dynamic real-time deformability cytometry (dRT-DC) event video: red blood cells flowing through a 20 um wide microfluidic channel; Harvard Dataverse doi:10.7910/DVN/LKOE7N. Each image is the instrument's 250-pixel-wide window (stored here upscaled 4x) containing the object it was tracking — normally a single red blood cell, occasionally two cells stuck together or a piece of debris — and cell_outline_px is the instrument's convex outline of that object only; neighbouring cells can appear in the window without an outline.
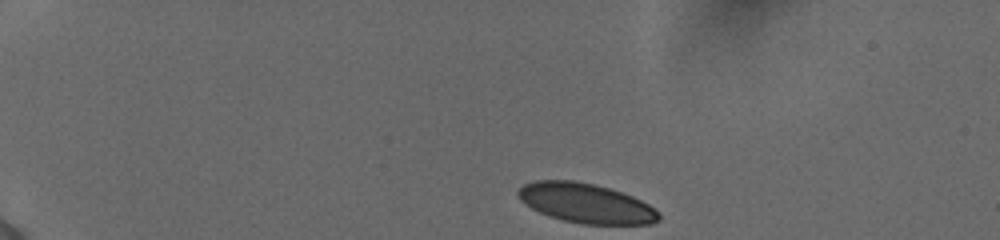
{"species": "human", "species_latin": "Homo sapiens", "temperature_condition": "cold", "stored_images_in_passage": 44, "camera_frame_rate_fps": 3000, "um_per_image_px": 0.085, "donor": {"sex": "female"}, "frame": {"image": 1, "passage_image": 1, "time_ms": 0.0, "image_size_px": [1000, 240], "cell_outline_px": [[660, 220], [652, 224], [584, 224], [564, 220], [548, 216], [524, 204], [516, 196], [516, 192], [524, 184], [536, 180], [572, 180], [592, 184], [608, 188], [632, 196], [648, 204], [660, 212]], "centroid_in_image_um": [49.79, 17.27], "position_along_channel_um": 35.2, "area_um2": 32.43}}
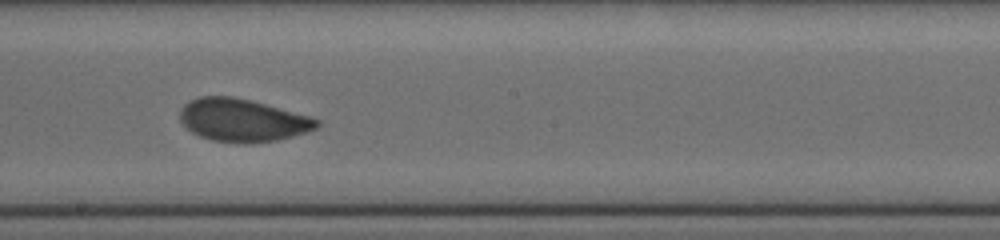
{"frame": {"image": 2, "passage_image": 23, "time_ms": 7.333, "image_size_px": [1000, 240], "cell_outline_px": [[320, 124], [316, 128], [308, 132], [276, 140], [248, 144], [244, 144], [212, 140], [200, 136], [192, 132], [180, 120], [180, 108], [184, 104], [200, 96], [232, 96], [312, 116], [320, 120]], "centroid_in_image_um": [20.63, 10.22], "position_along_channel_um": 227.6, "area_um2": 34.04}}
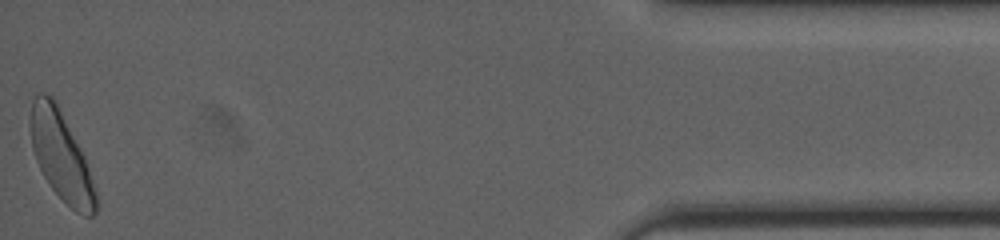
{"frame": {"image": 3, "passage_image": 44, "time_ms": 14.333, "image_size_px": [1000, 240], "cell_outline_px": [[96, 212], [92, 216], [84, 216], [76, 212], [52, 188], [44, 176], [36, 160], [32, 148], [28, 120], [32, 100], [40, 92], [44, 92], [52, 96], [56, 100], [84, 156], [96, 192]], "centroid_in_image_um": [5.15, 13.2], "position_along_channel_um": 430.0, "area_um2": 33.64}, "authors_computed_cell_mechanics": {"area_um2": 33.6107, "velocity_mm_per_s": 3.8673, "shape_relaxation_time_tau1_ms": 8.3151, "shape_relaxation_time_tau2_ms": 1.3244, "deformation_change_tau1": 0.1622, "deformation_change_tau2": 0.0448}}